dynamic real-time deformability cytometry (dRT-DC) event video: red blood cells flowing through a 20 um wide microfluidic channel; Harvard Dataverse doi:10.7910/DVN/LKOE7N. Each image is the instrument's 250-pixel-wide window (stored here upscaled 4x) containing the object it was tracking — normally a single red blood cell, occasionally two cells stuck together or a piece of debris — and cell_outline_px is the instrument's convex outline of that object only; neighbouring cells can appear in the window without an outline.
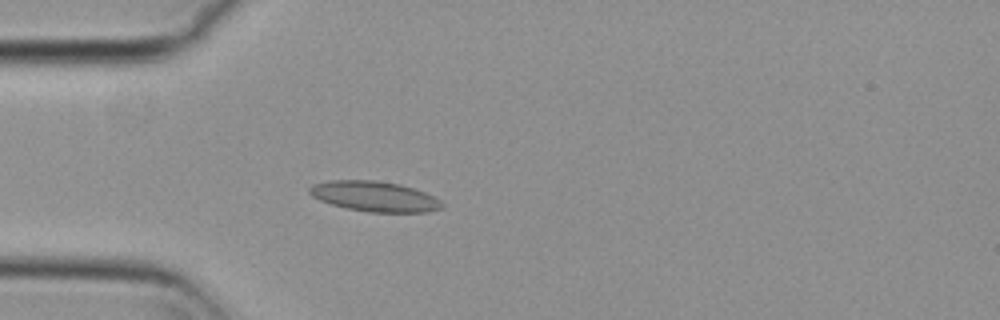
{"species": "common noctule bat (a hibernating species)", "species_latin": "Nyctalus noctula", "temperature_condition": "cold", "stored_images_in_passage": 36, "camera_frame_rate_fps": 3000, "um_per_image_px": 0.085, "animal": {"sex": "female", "body_mass_g": 29.2, "forearm_length_mm": 56.3}, "frame": {"image": 1, "passage_image": 2, "time_ms": 0.333, "image_size_px": [1000, 320], "cell_outline_px": [[444, 208], [428, 212], [368, 212], [348, 208], [332, 204], [320, 200], [312, 196], [308, 192], [308, 188], [312, 184], [332, 180], [376, 180], [400, 184], [436, 196], [444, 204]], "centroid_in_image_um": [31.86, 16.69], "position_along_channel_um": 53.1, "area_um2": 23.47}}
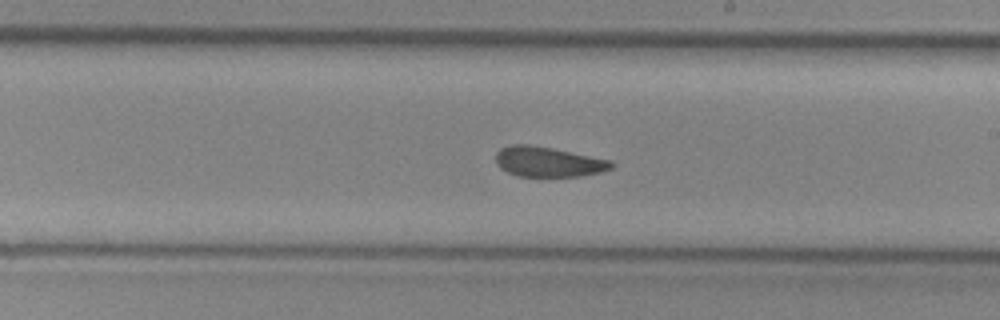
{"frame": {"image": 2, "passage_image": 18, "time_ms": 5.667, "image_size_px": [1000, 320], "cell_outline_px": [[616, 164], [612, 168], [600, 172], [580, 176], [516, 176], [500, 168], [496, 164], [496, 152], [500, 148], [512, 144], [528, 144], [552, 148], [612, 160]], "centroid_in_image_um": [46.59, 13.75], "position_along_channel_um": 242.4, "area_um2": 20.35}}
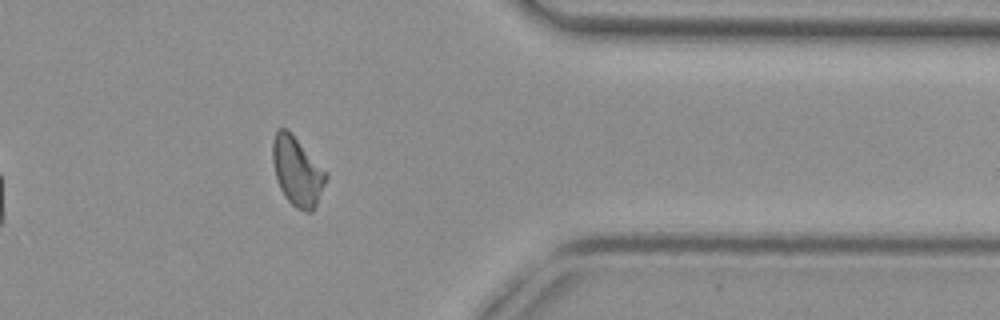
{"frame": {"image": 3, "passage_image": 31, "time_ms": 10.0, "image_size_px": [1000, 320], "cell_outline_px": [[328, 176], [316, 204], [312, 212], [304, 212], [296, 208], [284, 196], [276, 180], [272, 160], [272, 140], [276, 132], [280, 128], [288, 128], [328, 172]], "centroid_in_image_um": [25.26, 14.53], "position_along_channel_um": 386.1, "area_um2": 21.73}, "authors_computed_cell_mechanics": {"area_um2": 21.0103, "velocity_mm_per_s": 3.7102, "shape_relaxation_time_tau1_ms": null, "shape_relaxation_time_tau2_ms": 3.5891, "deformation_change_tau1": null, "deformation_change_tau2": 0.0936}}